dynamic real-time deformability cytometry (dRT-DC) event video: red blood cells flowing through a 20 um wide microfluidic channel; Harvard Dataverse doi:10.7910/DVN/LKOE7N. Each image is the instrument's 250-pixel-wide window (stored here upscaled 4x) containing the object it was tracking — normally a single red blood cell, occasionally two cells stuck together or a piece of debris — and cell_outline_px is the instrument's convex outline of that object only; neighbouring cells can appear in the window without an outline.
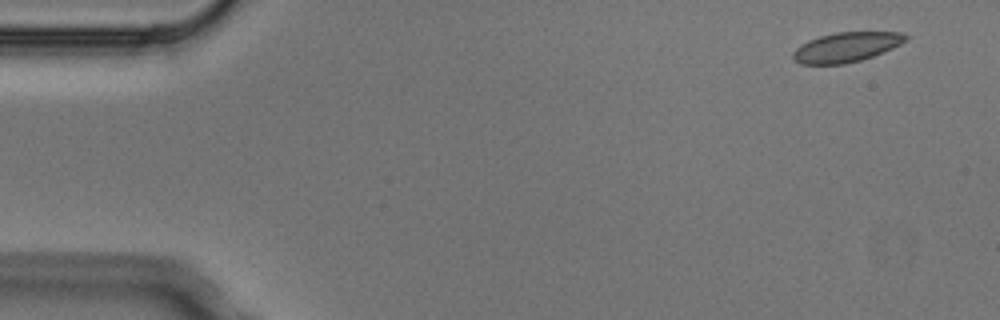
{"species": "Egyptian fruit bat (a non-hibernating species)", "species_latin": "Rousettus aegyptiacus", "temperature_condition": "cold", "stored_images_in_passage": 4, "camera_frame_rate_fps": 3000, "um_per_image_px": 0.085, "animal": {"sex": "male"}, "frame": {"image": 1, "passage_image": 1, "time_ms": 0.0, "image_size_px": [1000, 320], "cell_outline_px": [[908, 40], [884, 52], [860, 60], [844, 64], [800, 64], [792, 60], [792, 52], [800, 44], [808, 40], [820, 36], [836, 32], [904, 32], [908, 36]], "centroid_in_image_um": [71.92, 4.0], "position_along_channel_um": 13.1, "area_um2": 19.65}}
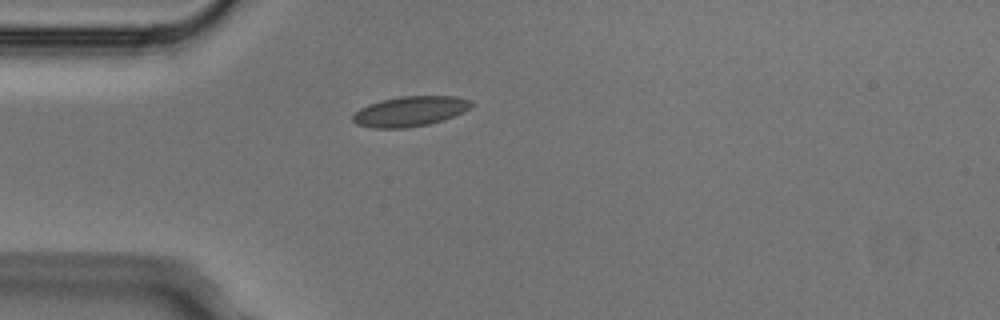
{"frame": {"image": 2, "passage_image": 4, "time_ms": 1.0, "image_size_px": [1000, 320], "cell_outline_px": [[472, 108], [464, 112], [428, 124], [404, 128], [372, 128], [356, 124], [352, 120], [352, 116], [360, 108], [368, 104], [380, 100], [400, 96], [456, 96], [472, 100]], "centroid_in_image_um": [34.85, 9.45], "position_along_channel_um": 50.2, "area_um2": 20.81}}